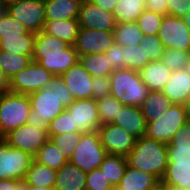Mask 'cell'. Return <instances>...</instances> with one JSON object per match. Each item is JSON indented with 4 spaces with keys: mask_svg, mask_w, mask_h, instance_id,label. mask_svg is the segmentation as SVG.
Here are the masks:
<instances>
[{
    "mask_svg": "<svg viewBox=\"0 0 190 190\" xmlns=\"http://www.w3.org/2000/svg\"><path fill=\"white\" fill-rule=\"evenodd\" d=\"M29 96L31 111L27 124L48 132L49 123L62 113L75 99L61 76H54L48 87Z\"/></svg>",
    "mask_w": 190,
    "mask_h": 190,
    "instance_id": "cell-1",
    "label": "cell"
},
{
    "mask_svg": "<svg viewBox=\"0 0 190 190\" xmlns=\"http://www.w3.org/2000/svg\"><path fill=\"white\" fill-rule=\"evenodd\" d=\"M32 61L38 62L54 76H61L78 62V53L74 46L40 31L36 33Z\"/></svg>",
    "mask_w": 190,
    "mask_h": 190,
    "instance_id": "cell-2",
    "label": "cell"
},
{
    "mask_svg": "<svg viewBox=\"0 0 190 190\" xmlns=\"http://www.w3.org/2000/svg\"><path fill=\"white\" fill-rule=\"evenodd\" d=\"M126 159L130 167L154 175L161 181L168 165L167 145L142 136Z\"/></svg>",
    "mask_w": 190,
    "mask_h": 190,
    "instance_id": "cell-3",
    "label": "cell"
},
{
    "mask_svg": "<svg viewBox=\"0 0 190 190\" xmlns=\"http://www.w3.org/2000/svg\"><path fill=\"white\" fill-rule=\"evenodd\" d=\"M110 95L123 105L140 107L150 90L142 82L140 73L131 69L114 70L110 75Z\"/></svg>",
    "mask_w": 190,
    "mask_h": 190,
    "instance_id": "cell-4",
    "label": "cell"
},
{
    "mask_svg": "<svg viewBox=\"0 0 190 190\" xmlns=\"http://www.w3.org/2000/svg\"><path fill=\"white\" fill-rule=\"evenodd\" d=\"M31 111L28 95L6 91L0 94V136L27 123Z\"/></svg>",
    "mask_w": 190,
    "mask_h": 190,
    "instance_id": "cell-5",
    "label": "cell"
},
{
    "mask_svg": "<svg viewBox=\"0 0 190 190\" xmlns=\"http://www.w3.org/2000/svg\"><path fill=\"white\" fill-rule=\"evenodd\" d=\"M190 120L182 104H173L160 118L146 124L145 136L168 145L173 136Z\"/></svg>",
    "mask_w": 190,
    "mask_h": 190,
    "instance_id": "cell-6",
    "label": "cell"
},
{
    "mask_svg": "<svg viewBox=\"0 0 190 190\" xmlns=\"http://www.w3.org/2000/svg\"><path fill=\"white\" fill-rule=\"evenodd\" d=\"M107 154L101 144L99 133L85 132L81 134L80 142L69 161L84 173H88L99 168Z\"/></svg>",
    "mask_w": 190,
    "mask_h": 190,
    "instance_id": "cell-7",
    "label": "cell"
},
{
    "mask_svg": "<svg viewBox=\"0 0 190 190\" xmlns=\"http://www.w3.org/2000/svg\"><path fill=\"white\" fill-rule=\"evenodd\" d=\"M54 75L32 61L25 69L15 74L8 81V91L11 93L30 95L44 87H48Z\"/></svg>",
    "mask_w": 190,
    "mask_h": 190,
    "instance_id": "cell-8",
    "label": "cell"
},
{
    "mask_svg": "<svg viewBox=\"0 0 190 190\" xmlns=\"http://www.w3.org/2000/svg\"><path fill=\"white\" fill-rule=\"evenodd\" d=\"M34 156L24 150L0 143V179L25 180Z\"/></svg>",
    "mask_w": 190,
    "mask_h": 190,
    "instance_id": "cell-9",
    "label": "cell"
},
{
    "mask_svg": "<svg viewBox=\"0 0 190 190\" xmlns=\"http://www.w3.org/2000/svg\"><path fill=\"white\" fill-rule=\"evenodd\" d=\"M5 11L29 32L42 31L45 17V0H21L5 7Z\"/></svg>",
    "mask_w": 190,
    "mask_h": 190,
    "instance_id": "cell-10",
    "label": "cell"
},
{
    "mask_svg": "<svg viewBox=\"0 0 190 190\" xmlns=\"http://www.w3.org/2000/svg\"><path fill=\"white\" fill-rule=\"evenodd\" d=\"M158 37L165 49L173 48L190 52V28L182 18L164 15Z\"/></svg>",
    "mask_w": 190,
    "mask_h": 190,
    "instance_id": "cell-11",
    "label": "cell"
},
{
    "mask_svg": "<svg viewBox=\"0 0 190 190\" xmlns=\"http://www.w3.org/2000/svg\"><path fill=\"white\" fill-rule=\"evenodd\" d=\"M98 133L108 154L127 156L135 147L137 138L113 123L102 124Z\"/></svg>",
    "mask_w": 190,
    "mask_h": 190,
    "instance_id": "cell-12",
    "label": "cell"
},
{
    "mask_svg": "<svg viewBox=\"0 0 190 190\" xmlns=\"http://www.w3.org/2000/svg\"><path fill=\"white\" fill-rule=\"evenodd\" d=\"M47 132L34 125L25 124L10 131L3 140L11 147L24 150L35 156L39 148L48 140Z\"/></svg>",
    "mask_w": 190,
    "mask_h": 190,
    "instance_id": "cell-13",
    "label": "cell"
},
{
    "mask_svg": "<svg viewBox=\"0 0 190 190\" xmlns=\"http://www.w3.org/2000/svg\"><path fill=\"white\" fill-rule=\"evenodd\" d=\"M66 109L73 117L74 132H98L101 123L95 99L74 100Z\"/></svg>",
    "mask_w": 190,
    "mask_h": 190,
    "instance_id": "cell-14",
    "label": "cell"
},
{
    "mask_svg": "<svg viewBox=\"0 0 190 190\" xmlns=\"http://www.w3.org/2000/svg\"><path fill=\"white\" fill-rule=\"evenodd\" d=\"M115 43L113 31L79 28L74 43L78 56L105 53Z\"/></svg>",
    "mask_w": 190,
    "mask_h": 190,
    "instance_id": "cell-15",
    "label": "cell"
},
{
    "mask_svg": "<svg viewBox=\"0 0 190 190\" xmlns=\"http://www.w3.org/2000/svg\"><path fill=\"white\" fill-rule=\"evenodd\" d=\"M77 20L80 28L98 31H113L117 24L113 13L89 0H82Z\"/></svg>",
    "mask_w": 190,
    "mask_h": 190,
    "instance_id": "cell-16",
    "label": "cell"
},
{
    "mask_svg": "<svg viewBox=\"0 0 190 190\" xmlns=\"http://www.w3.org/2000/svg\"><path fill=\"white\" fill-rule=\"evenodd\" d=\"M61 77L75 100L92 98L93 77L78 62Z\"/></svg>",
    "mask_w": 190,
    "mask_h": 190,
    "instance_id": "cell-17",
    "label": "cell"
},
{
    "mask_svg": "<svg viewBox=\"0 0 190 190\" xmlns=\"http://www.w3.org/2000/svg\"><path fill=\"white\" fill-rule=\"evenodd\" d=\"M113 124L125 129L137 139L145 136L146 133V122L140 107L137 106L123 105L115 116Z\"/></svg>",
    "mask_w": 190,
    "mask_h": 190,
    "instance_id": "cell-18",
    "label": "cell"
},
{
    "mask_svg": "<svg viewBox=\"0 0 190 190\" xmlns=\"http://www.w3.org/2000/svg\"><path fill=\"white\" fill-rule=\"evenodd\" d=\"M87 173L68 161L57 170L55 190H86Z\"/></svg>",
    "mask_w": 190,
    "mask_h": 190,
    "instance_id": "cell-19",
    "label": "cell"
},
{
    "mask_svg": "<svg viewBox=\"0 0 190 190\" xmlns=\"http://www.w3.org/2000/svg\"><path fill=\"white\" fill-rule=\"evenodd\" d=\"M160 184V180L151 174L127 166L120 183L116 186L120 190H153Z\"/></svg>",
    "mask_w": 190,
    "mask_h": 190,
    "instance_id": "cell-20",
    "label": "cell"
},
{
    "mask_svg": "<svg viewBox=\"0 0 190 190\" xmlns=\"http://www.w3.org/2000/svg\"><path fill=\"white\" fill-rule=\"evenodd\" d=\"M139 73L142 82L150 91H162L172 72L160 60L150 61Z\"/></svg>",
    "mask_w": 190,
    "mask_h": 190,
    "instance_id": "cell-21",
    "label": "cell"
},
{
    "mask_svg": "<svg viewBox=\"0 0 190 190\" xmlns=\"http://www.w3.org/2000/svg\"><path fill=\"white\" fill-rule=\"evenodd\" d=\"M162 92L173 104L183 105L190 93V78L186 71L183 69L172 72Z\"/></svg>",
    "mask_w": 190,
    "mask_h": 190,
    "instance_id": "cell-22",
    "label": "cell"
},
{
    "mask_svg": "<svg viewBox=\"0 0 190 190\" xmlns=\"http://www.w3.org/2000/svg\"><path fill=\"white\" fill-rule=\"evenodd\" d=\"M82 0H45L46 21L77 19Z\"/></svg>",
    "mask_w": 190,
    "mask_h": 190,
    "instance_id": "cell-23",
    "label": "cell"
},
{
    "mask_svg": "<svg viewBox=\"0 0 190 190\" xmlns=\"http://www.w3.org/2000/svg\"><path fill=\"white\" fill-rule=\"evenodd\" d=\"M172 105L162 91H150L140 109L147 124L160 118Z\"/></svg>",
    "mask_w": 190,
    "mask_h": 190,
    "instance_id": "cell-24",
    "label": "cell"
},
{
    "mask_svg": "<svg viewBox=\"0 0 190 190\" xmlns=\"http://www.w3.org/2000/svg\"><path fill=\"white\" fill-rule=\"evenodd\" d=\"M80 25L77 19L45 21L42 31L74 45Z\"/></svg>",
    "mask_w": 190,
    "mask_h": 190,
    "instance_id": "cell-25",
    "label": "cell"
},
{
    "mask_svg": "<svg viewBox=\"0 0 190 190\" xmlns=\"http://www.w3.org/2000/svg\"><path fill=\"white\" fill-rule=\"evenodd\" d=\"M56 175L57 170L33 160L24 181L28 185L54 188L56 183Z\"/></svg>",
    "mask_w": 190,
    "mask_h": 190,
    "instance_id": "cell-26",
    "label": "cell"
},
{
    "mask_svg": "<svg viewBox=\"0 0 190 190\" xmlns=\"http://www.w3.org/2000/svg\"><path fill=\"white\" fill-rule=\"evenodd\" d=\"M78 63L93 78L110 76L114 71L105 53L78 56Z\"/></svg>",
    "mask_w": 190,
    "mask_h": 190,
    "instance_id": "cell-27",
    "label": "cell"
},
{
    "mask_svg": "<svg viewBox=\"0 0 190 190\" xmlns=\"http://www.w3.org/2000/svg\"><path fill=\"white\" fill-rule=\"evenodd\" d=\"M145 9V0H118L113 14L116 23H130L137 21Z\"/></svg>",
    "mask_w": 190,
    "mask_h": 190,
    "instance_id": "cell-28",
    "label": "cell"
},
{
    "mask_svg": "<svg viewBox=\"0 0 190 190\" xmlns=\"http://www.w3.org/2000/svg\"><path fill=\"white\" fill-rule=\"evenodd\" d=\"M127 166L128 162L125 156L107 154L99 168L109 182L116 187L120 183Z\"/></svg>",
    "mask_w": 190,
    "mask_h": 190,
    "instance_id": "cell-29",
    "label": "cell"
},
{
    "mask_svg": "<svg viewBox=\"0 0 190 190\" xmlns=\"http://www.w3.org/2000/svg\"><path fill=\"white\" fill-rule=\"evenodd\" d=\"M32 57L0 50V70L9 81L15 74L21 72L32 62Z\"/></svg>",
    "mask_w": 190,
    "mask_h": 190,
    "instance_id": "cell-30",
    "label": "cell"
},
{
    "mask_svg": "<svg viewBox=\"0 0 190 190\" xmlns=\"http://www.w3.org/2000/svg\"><path fill=\"white\" fill-rule=\"evenodd\" d=\"M34 160L55 170H59L68 162L50 139L39 148L37 154L34 156Z\"/></svg>",
    "mask_w": 190,
    "mask_h": 190,
    "instance_id": "cell-31",
    "label": "cell"
},
{
    "mask_svg": "<svg viewBox=\"0 0 190 190\" xmlns=\"http://www.w3.org/2000/svg\"><path fill=\"white\" fill-rule=\"evenodd\" d=\"M36 34L29 32L24 38L0 39V50L17 55L33 56Z\"/></svg>",
    "mask_w": 190,
    "mask_h": 190,
    "instance_id": "cell-32",
    "label": "cell"
},
{
    "mask_svg": "<svg viewBox=\"0 0 190 190\" xmlns=\"http://www.w3.org/2000/svg\"><path fill=\"white\" fill-rule=\"evenodd\" d=\"M115 42L121 46L140 45L144 34L137 22L117 23L113 30Z\"/></svg>",
    "mask_w": 190,
    "mask_h": 190,
    "instance_id": "cell-33",
    "label": "cell"
},
{
    "mask_svg": "<svg viewBox=\"0 0 190 190\" xmlns=\"http://www.w3.org/2000/svg\"><path fill=\"white\" fill-rule=\"evenodd\" d=\"M160 183L190 190V166H175V163H168Z\"/></svg>",
    "mask_w": 190,
    "mask_h": 190,
    "instance_id": "cell-34",
    "label": "cell"
},
{
    "mask_svg": "<svg viewBox=\"0 0 190 190\" xmlns=\"http://www.w3.org/2000/svg\"><path fill=\"white\" fill-rule=\"evenodd\" d=\"M149 62L146 51L140 45L123 46V69L139 72Z\"/></svg>",
    "mask_w": 190,
    "mask_h": 190,
    "instance_id": "cell-35",
    "label": "cell"
},
{
    "mask_svg": "<svg viewBox=\"0 0 190 190\" xmlns=\"http://www.w3.org/2000/svg\"><path fill=\"white\" fill-rule=\"evenodd\" d=\"M28 33L27 28L6 11L0 16V39L24 38Z\"/></svg>",
    "mask_w": 190,
    "mask_h": 190,
    "instance_id": "cell-36",
    "label": "cell"
},
{
    "mask_svg": "<svg viewBox=\"0 0 190 190\" xmlns=\"http://www.w3.org/2000/svg\"><path fill=\"white\" fill-rule=\"evenodd\" d=\"M96 101L101 125L113 123L123 104L111 95Z\"/></svg>",
    "mask_w": 190,
    "mask_h": 190,
    "instance_id": "cell-37",
    "label": "cell"
},
{
    "mask_svg": "<svg viewBox=\"0 0 190 190\" xmlns=\"http://www.w3.org/2000/svg\"><path fill=\"white\" fill-rule=\"evenodd\" d=\"M83 132H68L61 135L48 136L53 144L58 147L63 156L69 161Z\"/></svg>",
    "mask_w": 190,
    "mask_h": 190,
    "instance_id": "cell-38",
    "label": "cell"
},
{
    "mask_svg": "<svg viewBox=\"0 0 190 190\" xmlns=\"http://www.w3.org/2000/svg\"><path fill=\"white\" fill-rule=\"evenodd\" d=\"M164 15L144 10L137 19V24L144 36L158 35Z\"/></svg>",
    "mask_w": 190,
    "mask_h": 190,
    "instance_id": "cell-39",
    "label": "cell"
},
{
    "mask_svg": "<svg viewBox=\"0 0 190 190\" xmlns=\"http://www.w3.org/2000/svg\"><path fill=\"white\" fill-rule=\"evenodd\" d=\"M190 52L179 49H165L161 62L171 71L185 69Z\"/></svg>",
    "mask_w": 190,
    "mask_h": 190,
    "instance_id": "cell-40",
    "label": "cell"
},
{
    "mask_svg": "<svg viewBox=\"0 0 190 190\" xmlns=\"http://www.w3.org/2000/svg\"><path fill=\"white\" fill-rule=\"evenodd\" d=\"M68 132H74V120L70 112L65 109L49 123L47 135L55 136Z\"/></svg>",
    "mask_w": 190,
    "mask_h": 190,
    "instance_id": "cell-41",
    "label": "cell"
},
{
    "mask_svg": "<svg viewBox=\"0 0 190 190\" xmlns=\"http://www.w3.org/2000/svg\"><path fill=\"white\" fill-rule=\"evenodd\" d=\"M140 47H143L146 51V56L149 57L150 61H160L165 47L161 43L158 35H146L140 42Z\"/></svg>",
    "mask_w": 190,
    "mask_h": 190,
    "instance_id": "cell-42",
    "label": "cell"
},
{
    "mask_svg": "<svg viewBox=\"0 0 190 190\" xmlns=\"http://www.w3.org/2000/svg\"><path fill=\"white\" fill-rule=\"evenodd\" d=\"M113 187L100 168L87 173L86 190H112Z\"/></svg>",
    "mask_w": 190,
    "mask_h": 190,
    "instance_id": "cell-43",
    "label": "cell"
},
{
    "mask_svg": "<svg viewBox=\"0 0 190 190\" xmlns=\"http://www.w3.org/2000/svg\"><path fill=\"white\" fill-rule=\"evenodd\" d=\"M168 163L175 166H190V146H167Z\"/></svg>",
    "mask_w": 190,
    "mask_h": 190,
    "instance_id": "cell-44",
    "label": "cell"
},
{
    "mask_svg": "<svg viewBox=\"0 0 190 190\" xmlns=\"http://www.w3.org/2000/svg\"><path fill=\"white\" fill-rule=\"evenodd\" d=\"M91 89L92 98L95 100L109 96L111 90L110 76L93 78Z\"/></svg>",
    "mask_w": 190,
    "mask_h": 190,
    "instance_id": "cell-45",
    "label": "cell"
},
{
    "mask_svg": "<svg viewBox=\"0 0 190 190\" xmlns=\"http://www.w3.org/2000/svg\"><path fill=\"white\" fill-rule=\"evenodd\" d=\"M105 55L114 70L123 69V46L115 42Z\"/></svg>",
    "mask_w": 190,
    "mask_h": 190,
    "instance_id": "cell-46",
    "label": "cell"
},
{
    "mask_svg": "<svg viewBox=\"0 0 190 190\" xmlns=\"http://www.w3.org/2000/svg\"><path fill=\"white\" fill-rule=\"evenodd\" d=\"M190 11V0H168V15L182 18Z\"/></svg>",
    "mask_w": 190,
    "mask_h": 190,
    "instance_id": "cell-47",
    "label": "cell"
},
{
    "mask_svg": "<svg viewBox=\"0 0 190 190\" xmlns=\"http://www.w3.org/2000/svg\"><path fill=\"white\" fill-rule=\"evenodd\" d=\"M167 146H190V120L179 128Z\"/></svg>",
    "mask_w": 190,
    "mask_h": 190,
    "instance_id": "cell-48",
    "label": "cell"
},
{
    "mask_svg": "<svg viewBox=\"0 0 190 190\" xmlns=\"http://www.w3.org/2000/svg\"><path fill=\"white\" fill-rule=\"evenodd\" d=\"M146 10L168 15V0H145Z\"/></svg>",
    "mask_w": 190,
    "mask_h": 190,
    "instance_id": "cell-49",
    "label": "cell"
},
{
    "mask_svg": "<svg viewBox=\"0 0 190 190\" xmlns=\"http://www.w3.org/2000/svg\"><path fill=\"white\" fill-rule=\"evenodd\" d=\"M0 190H28V184L15 179H0Z\"/></svg>",
    "mask_w": 190,
    "mask_h": 190,
    "instance_id": "cell-50",
    "label": "cell"
},
{
    "mask_svg": "<svg viewBox=\"0 0 190 190\" xmlns=\"http://www.w3.org/2000/svg\"><path fill=\"white\" fill-rule=\"evenodd\" d=\"M93 4L97 5L103 10H107L113 13L115 5L117 4L118 0H89Z\"/></svg>",
    "mask_w": 190,
    "mask_h": 190,
    "instance_id": "cell-51",
    "label": "cell"
},
{
    "mask_svg": "<svg viewBox=\"0 0 190 190\" xmlns=\"http://www.w3.org/2000/svg\"><path fill=\"white\" fill-rule=\"evenodd\" d=\"M8 91V80L0 70V94Z\"/></svg>",
    "mask_w": 190,
    "mask_h": 190,
    "instance_id": "cell-52",
    "label": "cell"
},
{
    "mask_svg": "<svg viewBox=\"0 0 190 190\" xmlns=\"http://www.w3.org/2000/svg\"><path fill=\"white\" fill-rule=\"evenodd\" d=\"M160 185L164 188V190H185L181 187H177V186H174V185H168V184H165V183H160Z\"/></svg>",
    "mask_w": 190,
    "mask_h": 190,
    "instance_id": "cell-53",
    "label": "cell"
},
{
    "mask_svg": "<svg viewBox=\"0 0 190 190\" xmlns=\"http://www.w3.org/2000/svg\"><path fill=\"white\" fill-rule=\"evenodd\" d=\"M184 109L188 113V117L190 118V93L188 94V97L186 98V101L183 104Z\"/></svg>",
    "mask_w": 190,
    "mask_h": 190,
    "instance_id": "cell-54",
    "label": "cell"
},
{
    "mask_svg": "<svg viewBox=\"0 0 190 190\" xmlns=\"http://www.w3.org/2000/svg\"><path fill=\"white\" fill-rule=\"evenodd\" d=\"M28 190H55L54 188L28 185Z\"/></svg>",
    "mask_w": 190,
    "mask_h": 190,
    "instance_id": "cell-55",
    "label": "cell"
},
{
    "mask_svg": "<svg viewBox=\"0 0 190 190\" xmlns=\"http://www.w3.org/2000/svg\"><path fill=\"white\" fill-rule=\"evenodd\" d=\"M182 20L185 22L188 28H190V11L182 17Z\"/></svg>",
    "mask_w": 190,
    "mask_h": 190,
    "instance_id": "cell-56",
    "label": "cell"
},
{
    "mask_svg": "<svg viewBox=\"0 0 190 190\" xmlns=\"http://www.w3.org/2000/svg\"><path fill=\"white\" fill-rule=\"evenodd\" d=\"M21 0H1L2 4L6 7L10 4H13V3H16V2H19Z\"/></svg>",
    "mask_w": 190,
    "mask_h": 190,
    "instance_id": "cell-57",
    "label": "cell"
},
{
    "mask_svg": "<svg viewBox=\"0 0 190 190\" xmlns=\"http://www.w3.org/2000/svg\"><path fill=\"white\" fill-rule=\"evenodd\" d=\"M184 70L186 71V73L188 74V77L190 78V55H189V58Z\"/></svg>",
    "mask_w": 190,
    "mask_h": 190,
    "instance_id": "cell-58",
    "label": "cell"
},
{
    "mask_svg": "<svg viewBox=\"0 0 190 190\" xmlns=\"http://www.w3.org/2000/svg\"><path fill=\"white\" fill-rule=\"evenodd\" d=\"M5 12V6L2 4L0 0V16Z\"/></svg>",
    "mask_w": 190,
    "mask_h": 190,
    "instance_id": "cell-59",
    "label": "cell"
},
{
    "mask_svg": "<svg viewBox=\"0 0 190 190\" xmlns=\"http://www.w3.org/2000/svg\"><path fill=\"white\" fill-rule=\"evenodd\" d=\"M153 190H164V188L159 184L156 188H154Z\"/></svg>",
    "mask_w": 190,
    "mask_h": 190,
    "instance_id": "cell-60",
    "label": "cell"
},
{
    "mask_svg": "<svg viewBox=\"0 0 190 190\" xmlns=\"http://www.w3.org/2000/svg\"><path fill=\"white\" fill-rule=\"evenodd\" d=\"M112 190H120L119 188H117V187H113V189Z\"/></svg>",
    "mask_w": 190,
    "mask_h": 190,
    "instance_id": "cell-61",
    "label": "cell"
},
{
    "mask_svg": "<svg viewBox=\"0 0 190 190\" xmlns=\"http://www.w3.org/2000/svg\"><path fill=\"white\" fill-rule=\"evenodd\" d=\"M3 141V137L2 136H0V143Z\"/></svg>",
    "mask_w": 190,
    "mask_h": 190,
    "instance_id": "cell-62",
    "label": "cell"
}]
</instances>
